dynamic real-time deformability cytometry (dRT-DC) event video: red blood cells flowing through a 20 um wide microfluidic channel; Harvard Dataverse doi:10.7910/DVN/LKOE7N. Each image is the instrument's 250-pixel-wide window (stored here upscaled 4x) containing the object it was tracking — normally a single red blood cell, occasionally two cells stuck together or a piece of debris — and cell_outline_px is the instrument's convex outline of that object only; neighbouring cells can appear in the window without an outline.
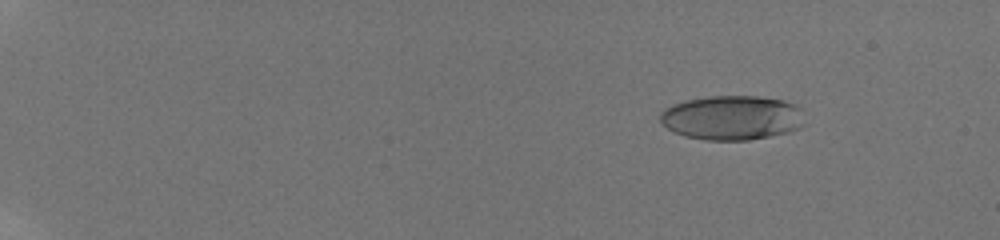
{"species": "human", "species_latin": "Homo sapiens", "temperature_condition": "room temperature", "stored_images_in_passage": 40, "camera_frame_rate_fps": 3000, "um_per_image_px": 0.085, "donor": {"sex": "male"}, "frame": {"image": 1, "passage_image": 8, "time_ms": 3.0, "image_size_px": [1000, 240], "cell_outline_px": [[808, 124], [800, 128], [788, 132], [748, 140], [704, 140], [684, 136], [668, 128], [660, 120], [660, 112], [664, 108], [672, 104], [684, 100], [708, 96], [756, 96], [784, 100], [796, 104], [800, 108]], "centroid_in_image_um": [62.26, 10.0], "position_along_channel_um": 22.7, "area_um2": 37.86}}
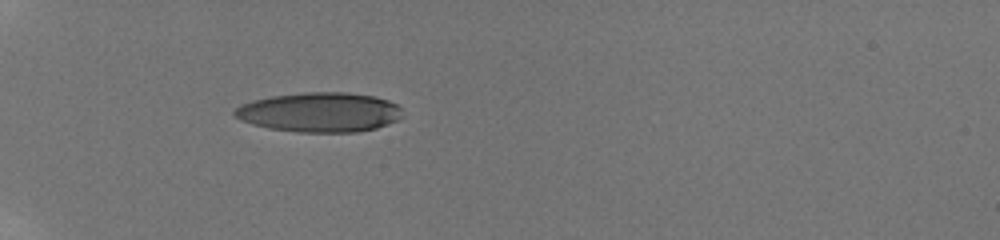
{"frame": {"image": 2, "passage_image": 31, "time_ms": 7.333, "image_size_px": [1000, 240], "cell_outline_px": [[400, 116], [396, 120], [388, 124], [376, 128], [356, 132], [296, 132], [268, 128], [252, 124], [240, 120], [232, 116], [232, 112], [240, 104], [252, 100], [272, 96], [304, 92], [348, 92], [376, 96], [388, 100], [396, 104], [400, 108]], "centroid_in_image_um": [27.12, 9.53], "position_along_channel_um": 57.9, "area_um2": 38.96}}
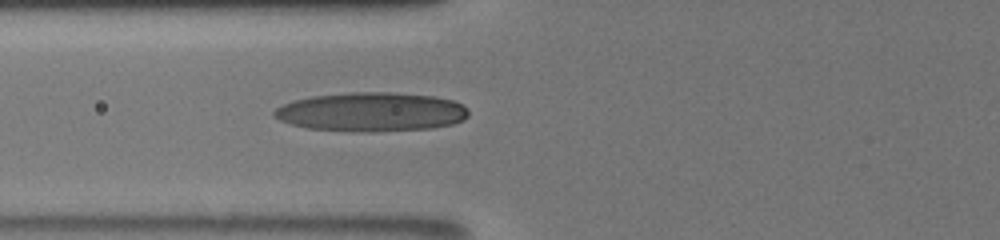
{"frame": {"image": 3, "passage_image": 40, "time_ms": 9.0, "image_size_px": [1000, 240], "cell_outline_px": [[468, 116], [464, 120], [452, 124], [432, 128], [372, 132], [308, 128], [292, 124], [280, 120], [272, 116], [272, 112], [276, 108], [292, 100], [312, 96], [352, 92], [388, 92], [436, 96], [452, 100], [464, 104], [468, 108]], "centroid_in_image_um": [31.59, 9.5], "position_along_channel_um": 94.2, "area_um2": 44.33}}